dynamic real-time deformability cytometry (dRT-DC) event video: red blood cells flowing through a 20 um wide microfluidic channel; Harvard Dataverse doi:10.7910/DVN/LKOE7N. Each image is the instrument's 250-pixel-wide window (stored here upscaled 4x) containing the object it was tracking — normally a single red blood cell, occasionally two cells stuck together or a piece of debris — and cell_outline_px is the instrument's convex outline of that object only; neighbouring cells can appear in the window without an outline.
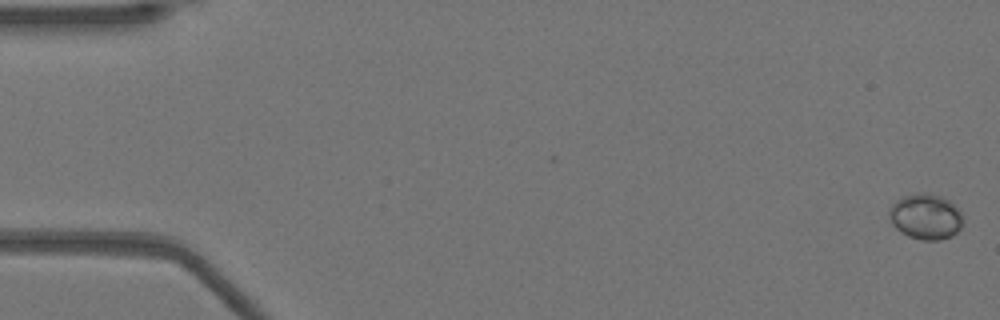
{"species": "Egyptian fruit bat (a non-hibernating species)", "species_latin": "Rousettus aegyptiacus", "temperature_condition": "warm", "stored_images_in_passage": 11, "camera_frame_rate_fps": 3000, "um_per_image_px": 0.085, "animal": {"sex": "female"}, "frame": {"image": 1, "passage_image": 1, "time_ms": 0.0, "image_size_px": [1000, 320], "cell_outline_px": [[960, 228], [952, 236], [940, 240], [920, 240], [908, 236], [900, 232], [892, 224], [888, 216], [888, 212], [892, 204], [896, 200], [904, 196], [916, 192], [924, 192], [940, 196], [948, 200], [960, 212]], "centroid_in_image_um": [78.62, 18.41], "position_along_channel_um": 6.4, "area_um2": 19.48}}